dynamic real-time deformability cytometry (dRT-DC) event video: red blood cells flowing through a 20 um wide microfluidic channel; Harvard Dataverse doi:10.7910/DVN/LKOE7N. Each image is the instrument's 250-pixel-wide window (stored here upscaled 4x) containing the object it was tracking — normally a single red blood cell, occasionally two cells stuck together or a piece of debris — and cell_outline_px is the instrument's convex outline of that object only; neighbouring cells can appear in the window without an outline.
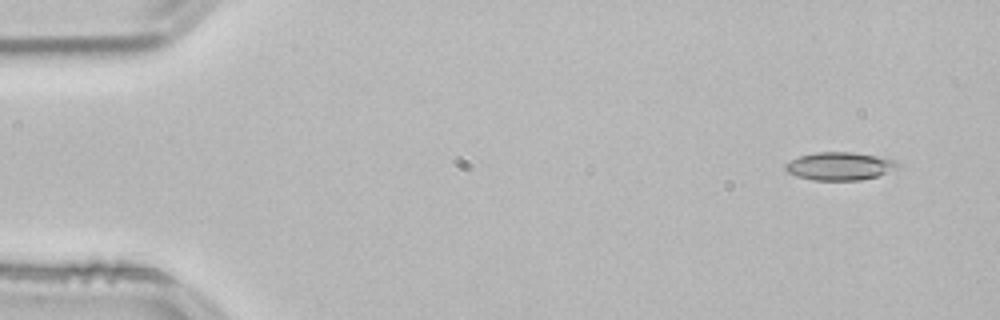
{"species": "common noctule bat (a hibernating species)", "species_latin": "Nyctalus noctula", "temperature_condition": "room temperature", "stored_images_in_passage": 50, "camera_frame_rate_fps": 3000, "um_per_image_px": 0.085, "animal": {"sex": "male", "body_mass_g": 21.5, "forearm_length_mm": 52.0}, "frame": {"image": 1, "passage_image": 1, "time_ms": 0.0, "image_size_px": [1000, 320], "cell_outline_px": [[900, 164], [896, 168], [876, 176], [860, 180], [812, 180], [796, 176], [788, 172], [784, 168], [784, 164], [800, 156], [816, 152], [852, 152], [876, 156], [896, 160]], "centroid_in_image_um": [71.35, 14.12], "position_along_channel_um": 13.7, "area_um2": 18.15}}
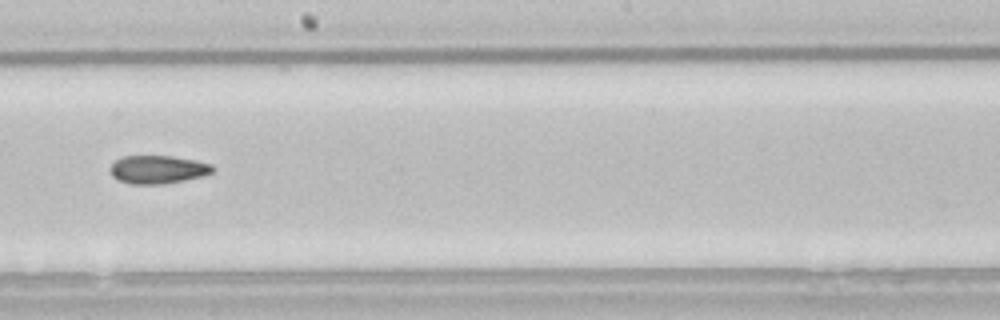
{"frame": {"image": 2, "passage_image": 27, "time_ms": 8.667, "image_size_px": [1000, 320], "cell_outline_px": [[216, 168], [212, 172], [200, 176], [184, 180], [164, 184], [132, 184], [120, 180], [112, 176], [108, 168], [116, 160], [124, 156], [172, 156], [196, 160], [212, 164]], "centroid_in_image_um": [13.42, 14.4], "position_along_channel_um": 234.8, "area_um2": 16.82}}
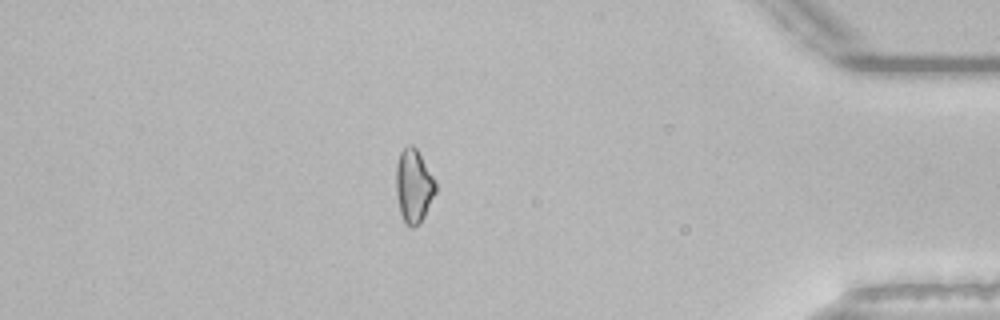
{"frame": {"image": 3, "passage_image": 43, "time_ms": 14.0, "image_size_px": [1000, 320], "cell_outline_px": [[436, 192], [420, 224], [412, 228], [404, 220], [400, 212], [396, 192], [396, 164], [400, 152], [408, 144], [412, 144], [416, 148], [432, 176], [436, 184]], "centroid_in_image_um": [35.15, 15.8], "position_along_channel_um": 400.0, "area_um2": 16.7}, "authors_computed_cell_mechanics": {"area_um2": 17.1377, "velocity_mm_per_s": 3.8494, "shape_relaxation_time_tau1_ms": 7.8457, "shape_relaxation_time_tau2_ms": 5.1945, "deformation_change_tau1": 0.1493, "deformation_change_tau2": 0.1208}}